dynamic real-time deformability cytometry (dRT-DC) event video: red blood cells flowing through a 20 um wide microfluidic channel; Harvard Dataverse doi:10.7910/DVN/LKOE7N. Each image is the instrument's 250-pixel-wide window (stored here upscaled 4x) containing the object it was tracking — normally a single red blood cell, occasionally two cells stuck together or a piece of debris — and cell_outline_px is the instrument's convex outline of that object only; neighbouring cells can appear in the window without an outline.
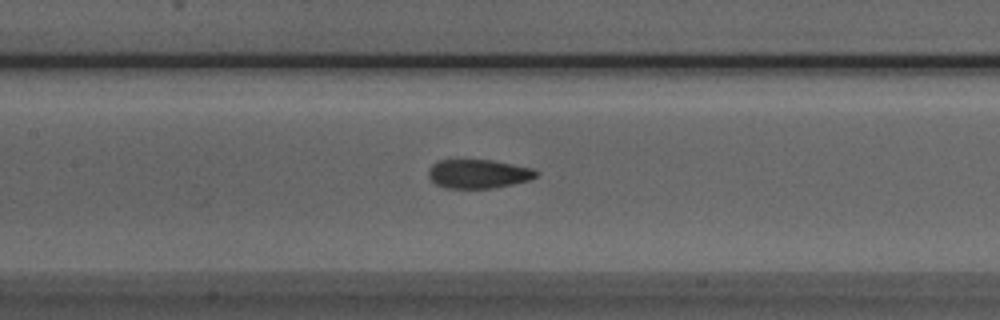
{"species": "Egyptian fruit bat (a non-hibernating species)", "species_latin": "Rousettus aegyptiacus", "temperature_condition": "room temperature", "stored_images_in_passage": 36, "camera_frame_rate_fps": 3000, "um_per_image_px": 0.085, "animal": {"sex": "male"}, "frame": {"image": 1, "passage_image": 11, "time_ms": 3.333, "image_size_px": [1000, 320], "cell_outline_px": [[540, 172], [532, 180], [492, 188], [444, 188], [436, 184], [428, 176], [428, 168], [436, 160], [492, 160], [532, 168]], "centroid_in_image_um": [40.65, 14.77], "position_along_channel_um": 166.7, "area_um2": 18.26}}
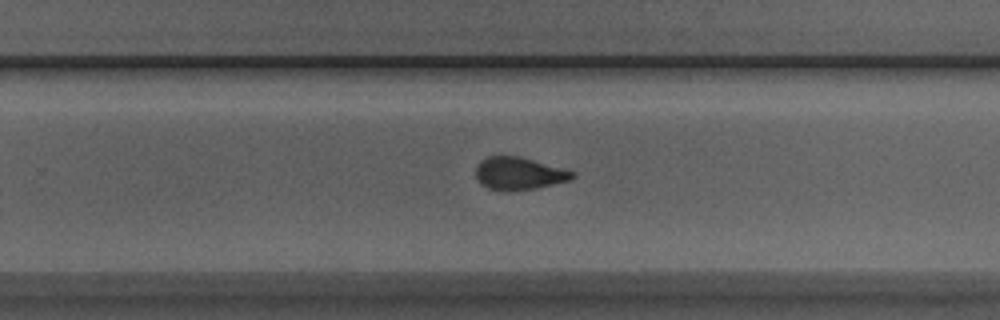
{"frame": {"image": 2, "passage_image": 20, "time_ms": 6.333, "image_size_px": [1000, 320], "cell_outline_px": [[576, 176], [572, 180], [536, 188], [488, 188], [480, 184], [476, 180], [476, 164], [480, 160], [488, 156], [520, 156], [576, 172]], "centroid_in_image_um": [44.12, 14.7], "position_along_channel_um": 285.7, "area_um2": 17.98}}
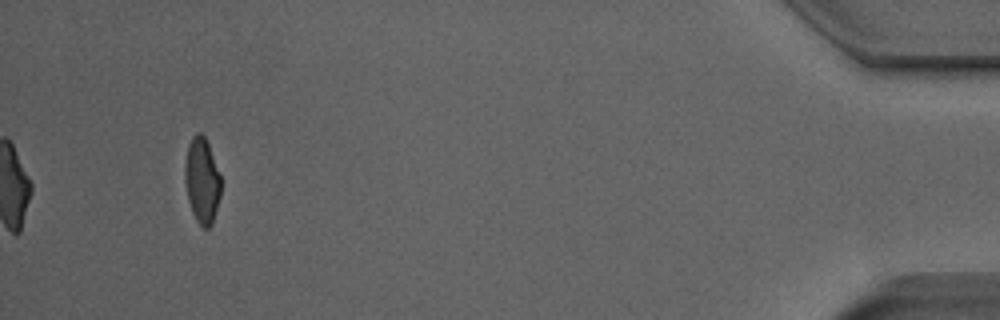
{"frame": {"image": 3, "passage_image": 36, "time_ms": 11.667, "image_size_px": [1000, 320], "cell_outline_px": [[220, 196], [212, 224], [208, 228], [204, 228], [196, 220], [192, 212], [188, 200], [184, 184], [184, 164], [188, 144], [192, 136], [196, 132], [200, 132], [204, 136], [208, 144], [220, 176]], "centroid_in_image_um": [17.14, 15.33], "position_along_channel_um": 418.1, "area_um2": 17.98}, "authors_computed_cell_mechanics": {"area_um2": 18.8428, "velocity_mm_per_s": 3.9844, "shape_relaxation_time_tau1_ms": 7.0231, "shape_relaxation_time_tau2_ms": 1.4479, "deformation_change_tau1": 0.1826, "deformation_change_tau2": 0.0849}}